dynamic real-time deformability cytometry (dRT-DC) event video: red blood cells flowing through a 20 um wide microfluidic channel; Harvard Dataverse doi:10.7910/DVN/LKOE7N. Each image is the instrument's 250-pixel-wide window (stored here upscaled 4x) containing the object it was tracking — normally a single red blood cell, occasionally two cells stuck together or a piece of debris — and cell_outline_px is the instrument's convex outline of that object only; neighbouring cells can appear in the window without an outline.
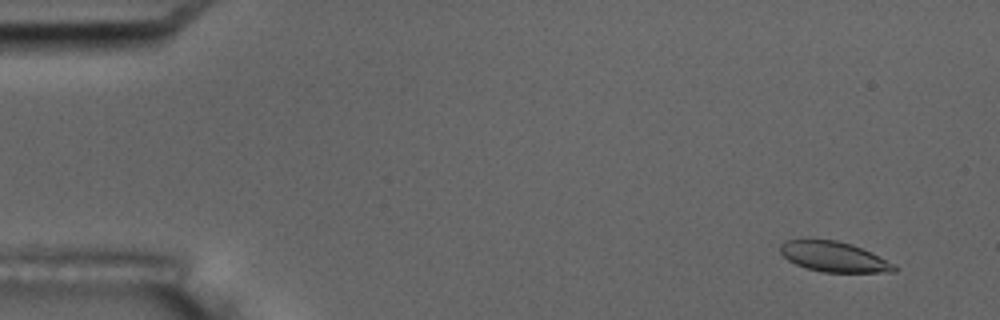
{"species": "common noctule bat (a hibernating species)", "species_latin": "Nyctalus noctula", "temperature_condition": "room temperature", "stored_images_in_passage": 7, "camera_frame_rate_fps": 3000, "um_per_image_px": 0.085, "animal": {"sex": "male", "body_mass_g": 17.5, "forearm_length_mm": 52.3}, "frame": {"image": 1, "passage_image": 2, "time_ms": 1.0, "image_size_px": [1000, 320], "cell_outline_px": [[896, 272], [824, 272], [808, 268], [796, 264], [788, 260], [780, 252], [780, 244], [784, 240], [836, 240], [852, 244], [896, 264]], "centroid_in_image_um": [70.88, 21.83], "position_along_channel_um": 14.1, "area_um2": 19.83}}